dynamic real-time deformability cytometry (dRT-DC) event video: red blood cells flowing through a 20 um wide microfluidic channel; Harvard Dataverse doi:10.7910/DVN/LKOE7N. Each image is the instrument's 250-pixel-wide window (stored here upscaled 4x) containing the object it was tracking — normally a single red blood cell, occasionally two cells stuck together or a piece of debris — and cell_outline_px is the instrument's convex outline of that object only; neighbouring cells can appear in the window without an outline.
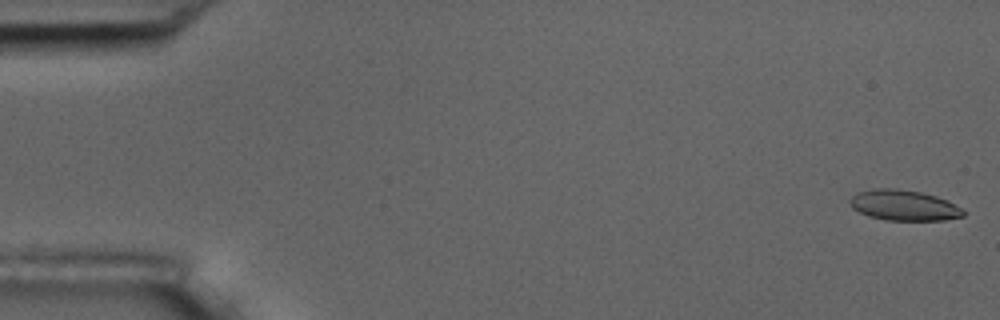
{"species": "common noctule bat (a hibernating species)", "species_latin": "Nyctalus noctula", "temperature_condition": "room temperature", "stored_images_in_passage": 55, "camera_frame_rate_fps": 3000, "um_per_image_px": 0.085, "animal": {"sex": "male", "body_mass_g": 17.5, "forearm_length_mm": 52.3}, "frame": {"image": 1, "passage_image": 1, "time_ms": 0.0, "image_size_px": [1000, 320], "cell_outline_px": [[968, 212], [964, 216], [944, 220], [888, 220], [868, 216], [852, 208], [848, 200], [856, 192], [872, 188], [896, 188], [920, 192], [936, 196], [948, 200]], "centroid_in_image_um": [76.83, 17.44], "position_along_channel_um": 8.2, "area_um2": 20.4}}
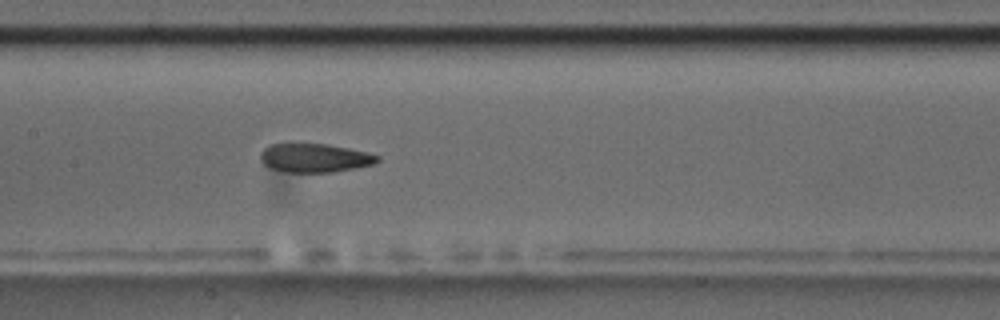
{"frame": {"image": 2, "passage_image": 27, "time_ms": 8.667, "image_size_px": [1000, 320], "cell_outline_px": [[380, 160], [372, 164], [356, 168], [332, 172], [284, 172], [268, 168], [260, 160], [260, 152], [268, 144], [288, 140], [328, 144], [368, 152], [380, 156]], "centroid_in_image_um": [26.65, 13.37], "position_along_channel_um": 180.7, "area_um2": 20.58}}
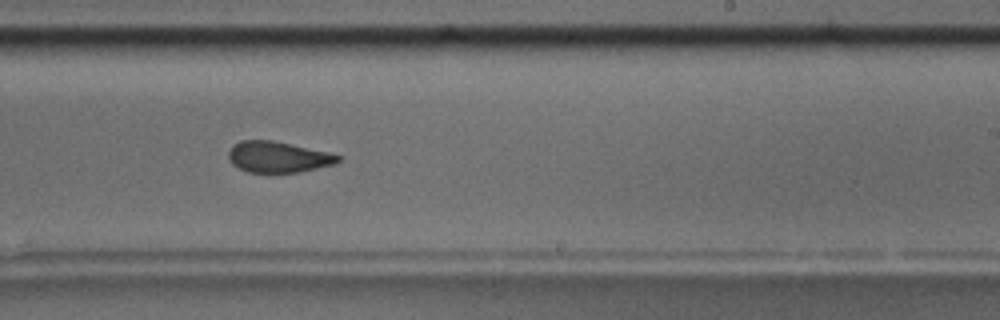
{"frame": {"image": 3, "passage_image": 34, "time_ms": 11.0, "image_size_px": [1000, 320], "cell_outline_px": [[340, 160], [336, 164], [300, 172], [248, 172], [232, 164], [228, 160], [228, 152], [232, 144], [240, 140], [272, 140], [328, 152], [340, 156]], "centroid_in_image_um": [23.61, 13.34], "position_along_channel_um": 265.4, "area_um2": 19.83}, "authors_computed_cell_mechanics": {"area_um2": 20.7502, "velocity_mm_per_s": 3.6387, "shape_relaxation_time_tau1_ms": null, "shape_relaxation_time_tau2_ms": 2.0976, "deformation_change_tau1": null, "deformation_change_tau2": 0.1005}}